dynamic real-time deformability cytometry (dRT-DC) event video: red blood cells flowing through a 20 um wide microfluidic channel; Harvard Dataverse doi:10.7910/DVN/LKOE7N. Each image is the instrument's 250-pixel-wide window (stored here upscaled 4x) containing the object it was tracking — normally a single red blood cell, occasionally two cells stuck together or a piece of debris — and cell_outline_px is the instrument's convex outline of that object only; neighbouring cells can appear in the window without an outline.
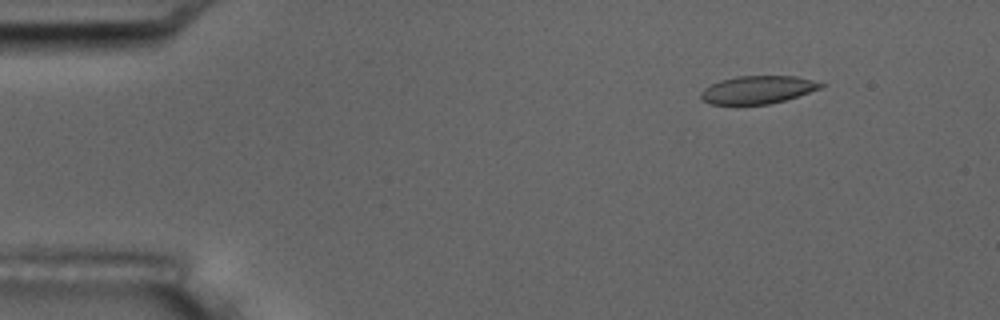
{"species": "common noctule bat (a hibernating species)", "species_latin": "Nyctalus noctula", "temperature_condition": "room temperature", "stored_images_in_passage": 6, "camera_frame_rate_fps": 3000, "um_per_image_px": 0.085, "animal": {"sex": "male", "body_mass_g": 17.5, "forearm_length_mm": 52.3}, "frame": {"image": 1, "passage_image": 2, "time_ms": 1.333, "image_size_px": [1000, 320], "cell_outline_px": [[824, 84], [820, 88], [784, 100], [768, 104], [712, 104], [704, 100], [700, 96], [700, 92], [704, 88], [720, 80], [736, 76], [796, 76], [812, 80]], "centroid_in_image_um": [64.36, 7.62], "position_along_channel_um": 20.6, "area_um2": 19.13}}
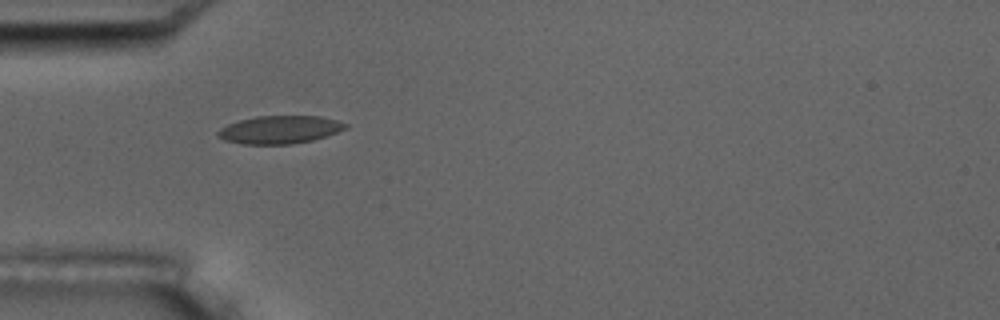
{"frame": {"image": 2, "passage_image": 5, "time_ms": 4.667, "image_size_px": [1000, 320], "cell_outline_px": [[348, 128], [312, 140], [292, 144], [244, 144], [224, 140], [216, 136], [216, 132], [220, 128], [228, 124], [240, 120], [256, 116], [320, 116], [336, 120], [348, 124]], "centroid_in_image_um": [23.75, 11.02], "position_along_channel_um": 61.3, "area_um2": 20.69}}